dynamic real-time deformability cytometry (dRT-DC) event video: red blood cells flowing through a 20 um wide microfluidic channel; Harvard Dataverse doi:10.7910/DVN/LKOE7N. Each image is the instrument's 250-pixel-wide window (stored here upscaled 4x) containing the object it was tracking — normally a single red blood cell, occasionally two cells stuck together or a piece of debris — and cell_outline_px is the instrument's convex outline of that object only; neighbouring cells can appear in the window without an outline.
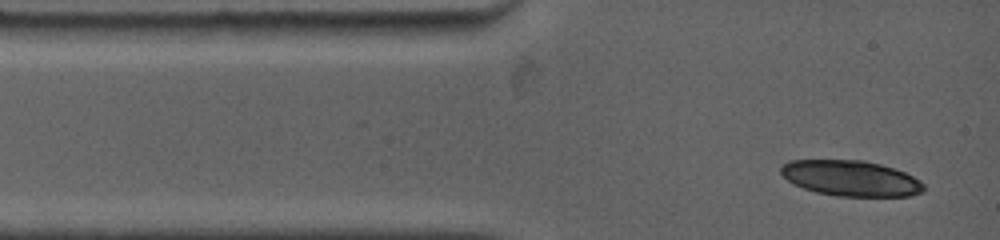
{"species": "common noctule bat (a hibernating species)", "species_latin": "Nyctalus noctula", "temperature_condition": "warm", "stored_images_in_passage": 2, "camera_frame_rate_fps": 4500, "um_per_image_px": 0.085, "animal": {"sex": "female", "body_mass_g": 19.0, "forearm_length_mm": 53.3}, "frame": {"image": 1, "passage_image": 1, "time_ms": 0.0, "image_size_px": [1000, 240], "cell_outline_px": [[924, 192], [908, 196], [836, 196], [816, 192], [792, 184], [780, 172], [780, 168], [788, 160], [864, 160], [880, 164], [904, 172], [920, 180], [924, 184]], "centroid_in_image_um": [72.31, 15.15], "position_along_channel_um": 12.7, "area_um2": 29.65}}